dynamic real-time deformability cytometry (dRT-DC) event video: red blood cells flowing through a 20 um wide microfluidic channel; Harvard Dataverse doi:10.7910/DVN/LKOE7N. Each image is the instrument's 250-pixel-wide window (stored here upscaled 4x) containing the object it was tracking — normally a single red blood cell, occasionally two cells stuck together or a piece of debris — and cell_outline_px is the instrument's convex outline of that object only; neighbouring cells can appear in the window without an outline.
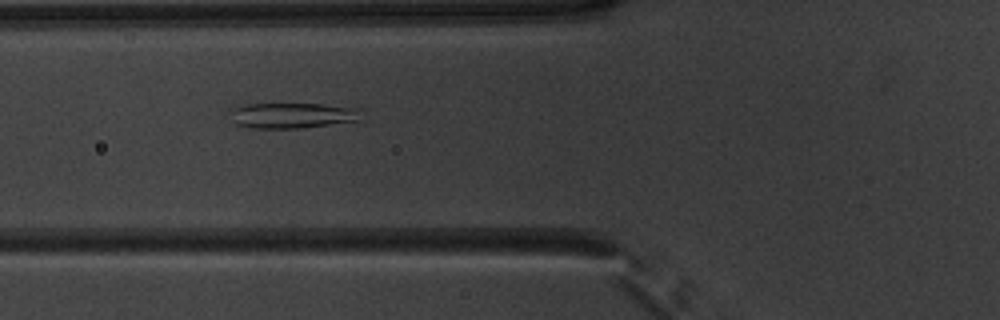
{"species": "common noctule bat (a hibernating species)", "species_latin": "Nyctalus noctula", "temperature_condition": "warm", "stored_images_in_passage": 52, "camera_frame_rate_fps": 3000, "um_per_image_px": 0.085, "animal": {"sex": "male", "body_mass_g": 20.1, "forearm_length_mm": 53.5}, "frame": {"image": 1, "passage_image": 20, "time_ms": 6.333, "image_size_px": [1000, 320], "cell_outline_px": [[364, 120], [300, 128], [248, 128], [236, 124], [224, 112], [228, 108], [244, 104], [320, 104], [364, 108]], "centroid_in_image_um": [24.85, 9.8], "position_along_channel_um": 100.9, "area_um2": 20.35}}
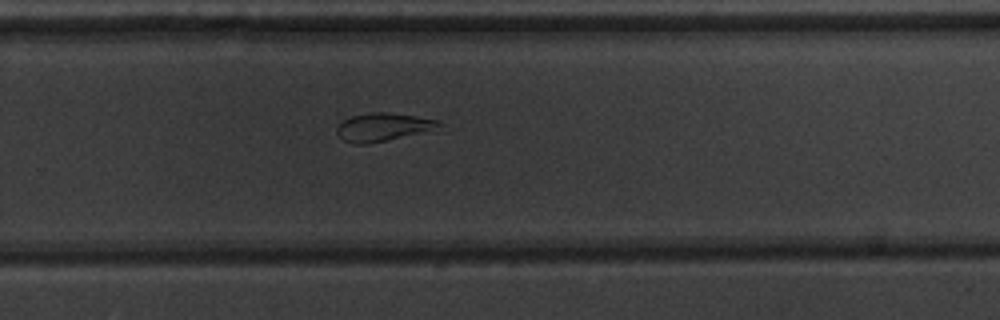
{"frame": {"image": 2, "passage_image": 35, "time_ms": 11.333, "image_size_px": [1000, 320], "cell_outline_px": [[444, 124], [424, 132], [368, 144], [352, 144], [344, 140], [336, 132], [336, 128], [344, 120], [352, 116], [368, 112], [388, 112], [416, 116], [440, 120]], "centroid_in_image_um": [32.55, 10.79], "position_along_channel_um": 297.3, "area_um2": 16.65}}
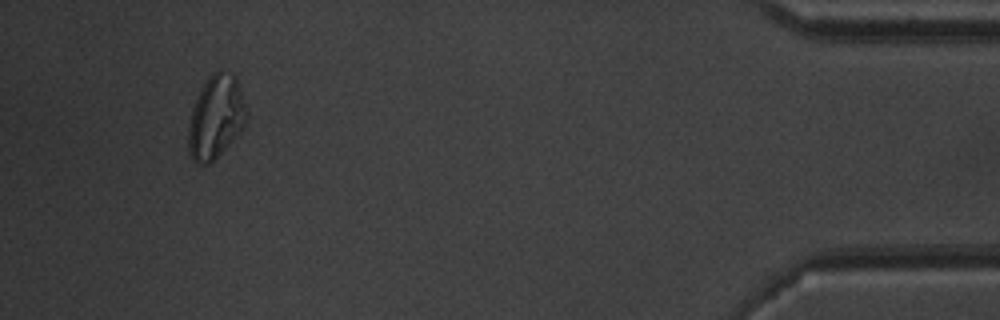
{"frame": {"image": 3, "passage_image": 49, "time_ms": 16.0, "image_size_px": [1000, 320], "cell_outline_px": [[248, 120], [232, 140], [208, 164], [196, 164], [192, 160], [188, 152], [188, 128], [192, 108], [208, 76], [212, 72], [220, 68], [232, 72], [236, 76], [240, 84], [248, 112]], "centroid_in_image_um": [18.37, 9.89], "position_along_channel_um": 416.8, "area_um2": 28.38}, "authors_computed_cell_mechanics": {"area_um2": 25.5765, "velocity_mm_per_s": 3.9207, "shape_relaxation_time_tau1_ms": 9.3993, "shape_relaxation_time_tau2_ms": 3.2636, "deformation_change_tau1": 0.232, "deformation_change_tau2": 0.0626}}